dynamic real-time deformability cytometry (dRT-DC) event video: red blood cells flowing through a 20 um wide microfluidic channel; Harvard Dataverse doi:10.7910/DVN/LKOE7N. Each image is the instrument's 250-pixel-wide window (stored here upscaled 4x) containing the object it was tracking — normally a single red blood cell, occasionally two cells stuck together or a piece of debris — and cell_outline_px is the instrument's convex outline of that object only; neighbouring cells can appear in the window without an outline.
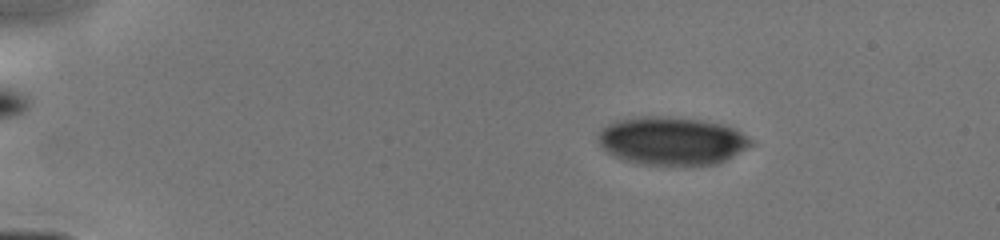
{"species": "human", "species_latin": "Homo sapiens", "temperature_condition": "cold", "stored_images_in_passage": 29, "camera_frame_rate_fps": 3000, "um_per_image_px": 0.085, "donor": {"sex": "male"}, "frame": {"image": 1, "passage_image": 13, "time_ms": 2.667, "image_size_px": [1000, 240], "cell_outline_px": [[756, 144], [716, 164], [640, 164], [624, 160], [608, 152], [600, 144], [600, 128], [616, 120], [640, 116], [668, 116], [700, 120], [720, 124], [736, 128], [748, 136]], "centroid_in_image_um": [57.13, 11.95], "position_along_channel_um": 27.9, "area_um2": 42.6}}
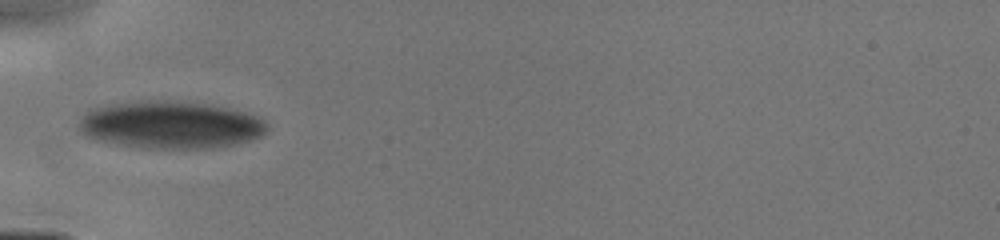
{"frame": {"image": 2, "passage_image": 28, "time_ms": 5.667, "image_size_px": [1000, 240], "cell_outline_px": [[268, 128], [260, 136], [236, 144], [212, 148], [148, 148], [96, 140], [88, 136], [76, 128], [84, 112], [92, 108], [108, 104], [136, 100], [164, 100], [212, 104], [244, 112], [256, 116], [264, 120], [268, 124]], "centroid_in_image_um": [14.46, 10.59], "position_along_channel_um": 70.5, "area_um2": 52.19}}